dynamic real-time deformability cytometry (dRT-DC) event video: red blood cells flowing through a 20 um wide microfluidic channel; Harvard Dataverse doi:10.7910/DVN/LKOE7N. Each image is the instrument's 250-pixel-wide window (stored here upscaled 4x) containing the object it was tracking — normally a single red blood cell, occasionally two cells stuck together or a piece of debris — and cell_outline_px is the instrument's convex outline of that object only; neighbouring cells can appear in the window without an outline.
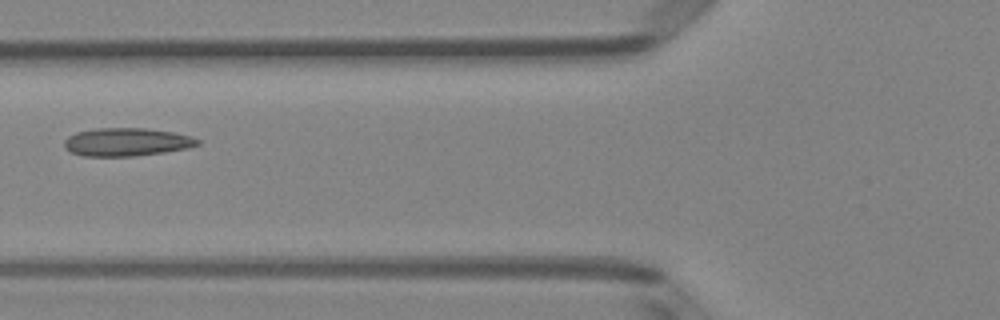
{"species": "Egyptian fruit bat (a non-hibernating species)", "species_latin": "Rousettus aegyptiacus", "temperature_condition": "room temperature", "stored_images_in_passage": 5, "camera_frame_rate_fps": 3000, "um_per_image_px": 0.085, "animal": {"sex": "female"}, "frame": {"image": 1, "passage_image": 5, "time_ms": 1.333, "image_size_px": [1000, 320], "cell_outline_px": [[200, 144], [188, 148], [164, 152], [136, 156], [84, 156], [72, 152], [64, 148], [64, 140], [68, 136], [76, 132], [96, 128], [144, 128], [172, 132], [192, 136], [200, 140]], "centroid_in_image_um": [10.76, 12.07], "position_along_channel_um": 115.0, "area_um2": 21.91}}